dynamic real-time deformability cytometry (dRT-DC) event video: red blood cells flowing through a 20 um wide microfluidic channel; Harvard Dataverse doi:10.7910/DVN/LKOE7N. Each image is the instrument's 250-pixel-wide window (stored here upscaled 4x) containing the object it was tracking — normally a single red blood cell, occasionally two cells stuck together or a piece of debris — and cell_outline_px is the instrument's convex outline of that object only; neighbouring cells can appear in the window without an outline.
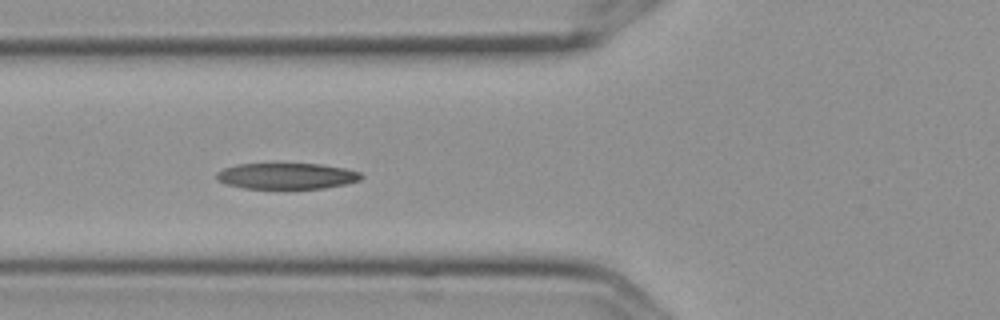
{"species": "Egyptian fruit bat (a non-hibernating species)", "species_latin": "Rousettus aegyptiacus", "temperature_condition": "cold", "stored_images_in_passage": 4, "camera_frame_rate_fps": 3000, "um_per_image_px": 0.085, "frame": {"image": 1, "passage_image": 3, "time_ms": 0.667, "image_size_px": [1000, 320], "cell_outline_px": [[364, 176], [360, 180], [344, 184], [324, 188], [244, 188], [224, 184], [216, 180], [216, 172], [224, 168], [236, 164], [320, 164], [344, 168], [360, 172]], "centroid_in_image_um": [24.33, 14.96], "position_along_channel_um": 101.5, "area_um2": 21.91}}
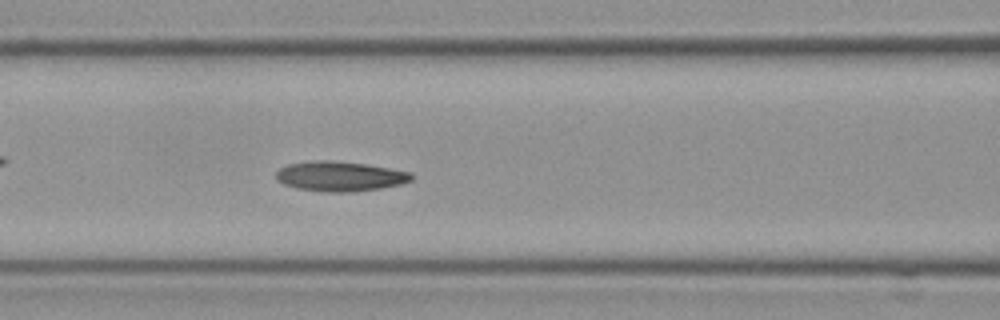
{"frame": {"image": 2, "passage_image": 4, "time_ms": 1.0, "image_size_px": [1000, 320], "cell_outline_px": [[412, 180], [400, 184], [380, 188], [352, 192], [320, 192], [296, 188], [284, 184], [276, 180], [276, 172], [280, 168], [288, 164], [312, 160], [332, 160], [364, 164], [412, 172]], "centroid_in_image_um": [28.86, 14.99], "position_along_channel_um": 137.7, "area_um2": 23.64}}